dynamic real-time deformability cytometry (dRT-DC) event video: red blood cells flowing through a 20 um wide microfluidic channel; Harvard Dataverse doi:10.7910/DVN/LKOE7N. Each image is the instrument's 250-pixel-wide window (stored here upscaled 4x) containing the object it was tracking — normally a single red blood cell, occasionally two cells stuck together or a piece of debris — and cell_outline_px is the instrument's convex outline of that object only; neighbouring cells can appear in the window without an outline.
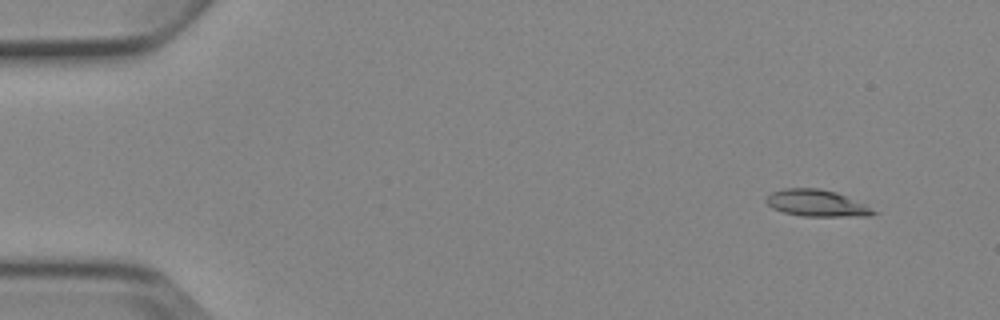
{"species": "Egyptian fruit bat (a non-hibernating species)", "species_latin": "Rousettus aegyptiacus", "temperature_condition": "cold", "stored_images_in_passage": 6, "camera_frame_rate_fps": 3000, "um_per_image_px": 0.085, "animal": {"sex": "female"}, "frame": {"image": 1, "passage_image": 1, "time_ms": 0.0, "image_size_px": [1000, 320], "cell_outline_px": [[880, 212], [868, 216], [800, 216], [784, 212], [772, 208], [764, 200], [772, 192], [784, 188], [820, 188], [836, 192], [864, 204]], "centroid_in_image_um": [69.42, 17.27], "position_along_channel_um": 15.6, "area_um2": 16.65}}
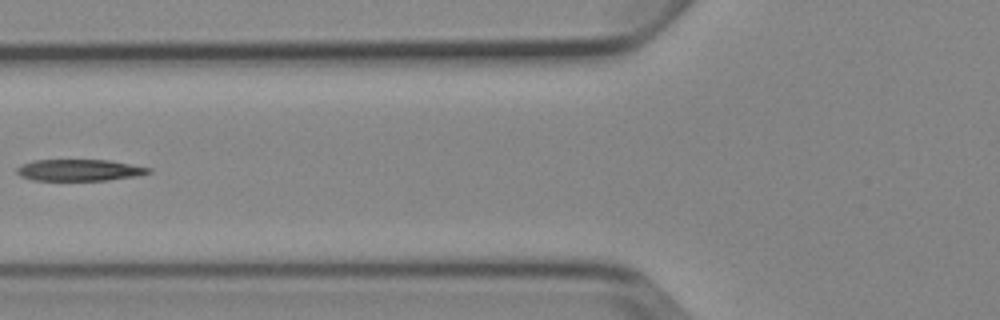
{"frame": {"image": 2, "passage_image": 5, "time_ms": 5.667, "image_size_px": [1000, 320], "cell_outline_px": [[152, 172], [140, 176], [108, 180], [32, 180], [20, 176], [16, 172], [16, 168], [20, 164], [32, 160], [108, 160], [152, 168]], "centroid_in_image_um": [6.75, 14.46], "position_along_channel_um": 119.1, "area_um2": 16.7}}
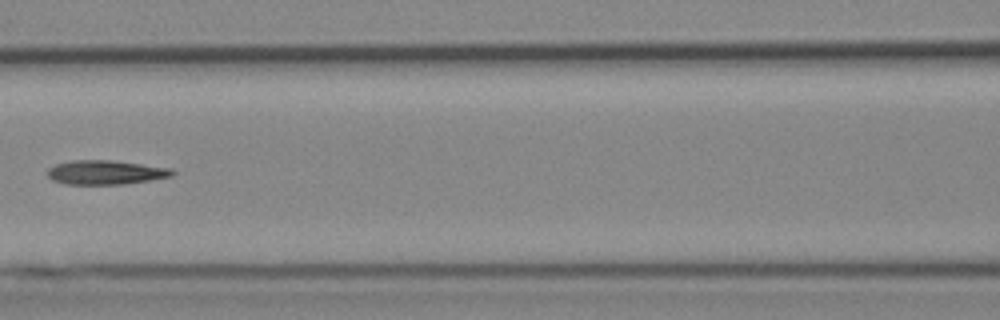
{"frame": {"image": 3, "passage_image": 6, "time_ms": 6.667, "image_size_px": [1000, 320], "cell_outline_px": [[176, 172], [172, 176], [124, 184], [64, 184], [52, 180], [48, 176], [48, 168], [56, 164], [72, 160], [112, 160], [172, 168]], "centroid_in_image_um": [8.97, 14.65], "position_along_channel_um": 157.6, "area_um2": 17.57}}